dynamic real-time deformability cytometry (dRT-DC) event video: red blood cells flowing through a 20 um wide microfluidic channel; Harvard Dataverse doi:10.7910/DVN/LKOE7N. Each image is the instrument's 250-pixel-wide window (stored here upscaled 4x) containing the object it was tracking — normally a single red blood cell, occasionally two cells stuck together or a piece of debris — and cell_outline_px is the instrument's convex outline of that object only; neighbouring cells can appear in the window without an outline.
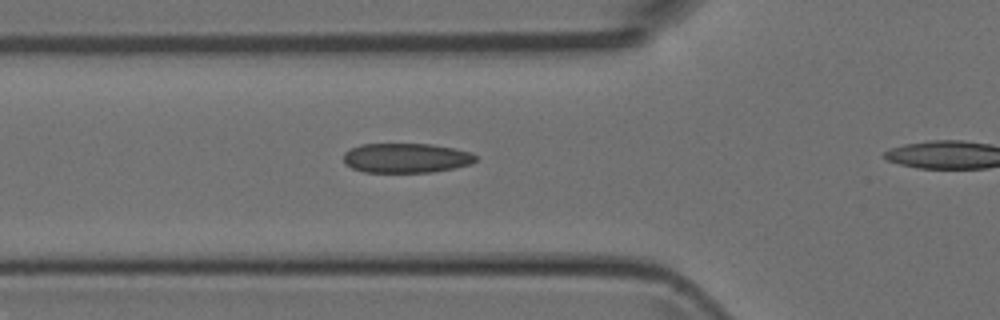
{"species": "Egyptian fruit bat (a non-hibernating species)", "species_latin": "Rousettus aegyptiacus", "temperature_condition": "room temperature", "stored_images_in_passage": 21, "camera_frame_rate_fps": 3000, "um_per_image_px": 0.085, "animal": {"sex": "female"}, "frame": {"image": 1, "passage_image": 9, "time_ms": 2.667, "image_size_px": [1000, 320], "cell_outline_px": [[476, 160], [472, 164], [432, 172], [364, 172], [352, 168], [344, 164], [344, 152], [360, 144], [432, 144], [472, 152], [476, 156]], "centroid_in_image_um": [34.51, 13.43], "position_along_channel_um": 91.3, "area_um2": 22.83}}
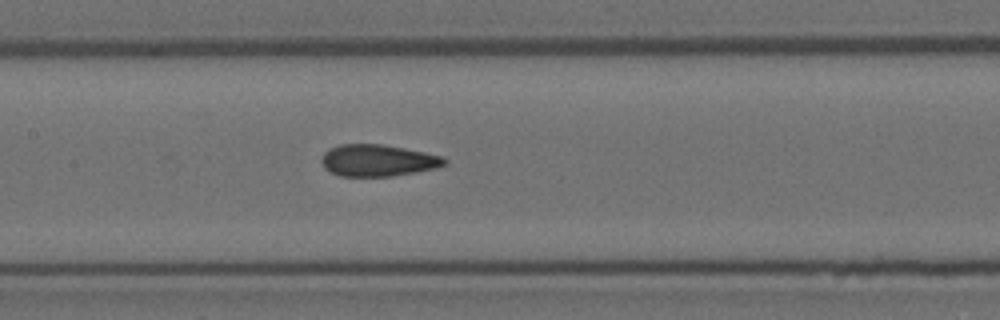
{"frame": {"image": 2, "passage_image": 15, "time_ms": 4.667, "image_size_px": [1000, 320], "cell_outline_px": [[448, 160], [444, 164], [436, 168], [416, 172], [392, 176], [340, 176], [324, 168], [320, 160], [324, 152], [340, 144], [384, 144], [424, 152], [440, 156]], "centroid_in_image_um": [32.1, 13.63], "position_along_channel_um": 175.3, "area_um2": 22.66}}
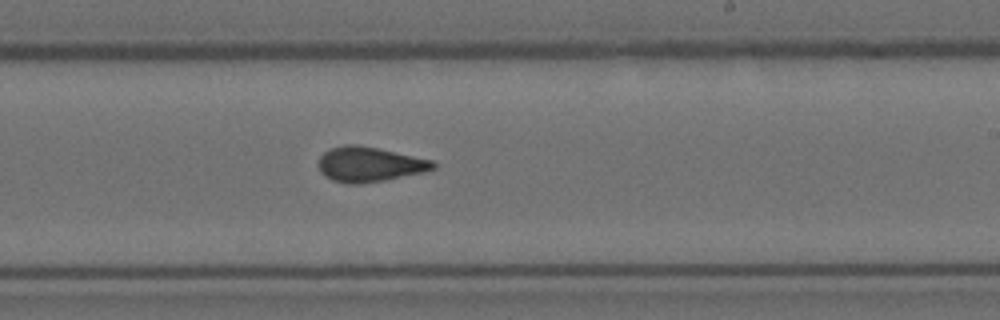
{"frame": {"image": 3, "passage_image": 21, "time_ms": 6.667, "image_size_px": [1000, 320], "cell_outline_px": [[436, 168], [424, 172], [384, 180], [360, 184], [348, 184], [332, 180], [324, 176], [320, 172], [316, 164], [320, 156], [328, 148], [344, 144], [356, 144], [376, 148], [432, 160], [436, 164]], "centroid_in_image_um": [31.33, 13.97], "position_along_channel_um": 257.7, "area_um2": 23.47}}